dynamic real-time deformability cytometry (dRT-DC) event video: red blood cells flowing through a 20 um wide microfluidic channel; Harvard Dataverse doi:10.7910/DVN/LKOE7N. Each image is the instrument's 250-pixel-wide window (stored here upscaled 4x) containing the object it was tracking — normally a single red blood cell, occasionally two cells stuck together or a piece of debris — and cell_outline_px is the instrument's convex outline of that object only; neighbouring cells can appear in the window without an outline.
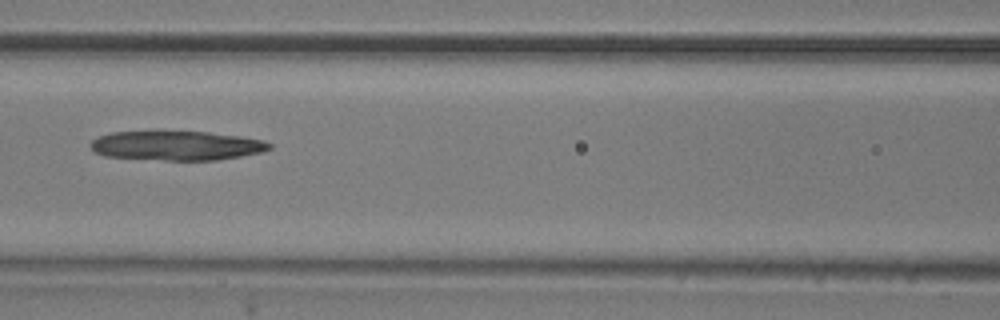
{"species": "common noctule bat (a hibernating species)", "species_latin": "Nyctalus noctula", "temperature_condition": "room temperature", "stored_images_in_passage": 8, "camera_frame_rate_fps": 3000, "um_per_image_px": 0.085, "animal": {"sex": "male", "body_mass_g": 20.5, "forearm_length_mm": 52.5}, "frame": {"image": 1, "passage_image": 5, "time_ms": 1.333, "image_size_px": [1000, 320], "cell_outline_px": [[272, 148], [260, 152], [240, 156], [216, 160], [164, 160], [104, 156], [96, 152], [92, 148], [92, 140], [100, 136], [112, 132], [156, 128], [160, 128], [208, 132], [240, 136], [264, 140], [272, 144]], "centroid_in_image_um": [14.98, 12.32], "position_along_channel_um": 151.6, "area_um2": 31.67}}
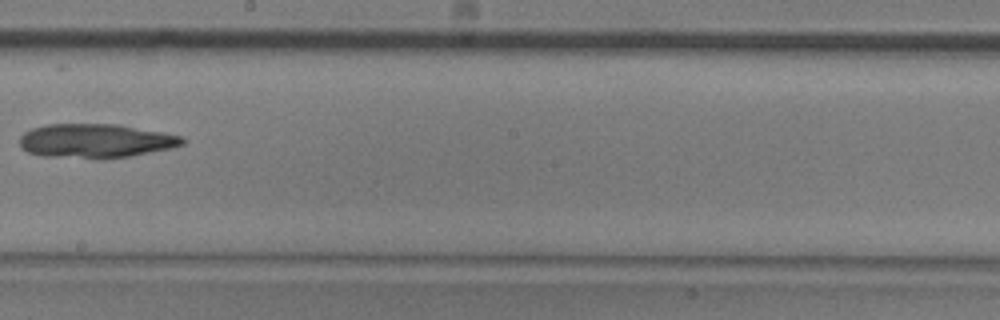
{"frame": {"image": 2, "passage_image": 7, "time_ms": 2.0, "image_size_px": [1000, 320], "cell_outline_px": [[188, 140], [184, 144], [172, 148], [132, 156], [100, 160], [40, 156], [28, 152], [20, 144], [20, 136], [24, 132], [32, 128], [48, 124], [120, 124], [164, 132], [184, 136]], "centroid_in_image_um": [8.18, 11.99], "position_along_channel_um": 240.0, "area_um2": 33.12}}
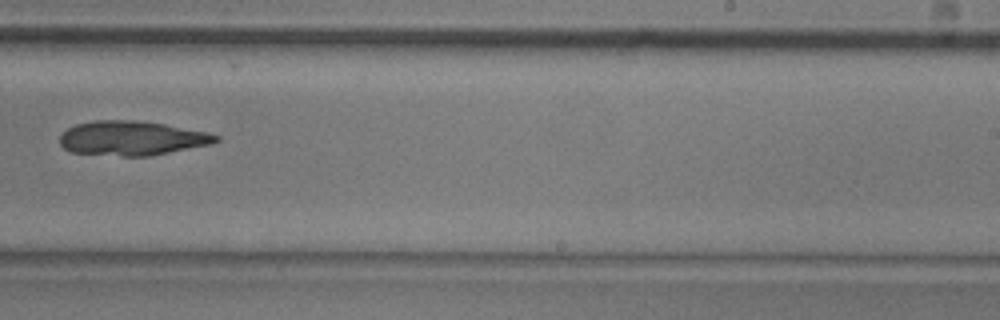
{"frame": {"image": 3, "passage_image": 8, "time_ms": 2.333, "image_size_px": [1000, 320], "cell_outline_px": [[220, 140], [212, 144], [148, 156], [124, 156], [72, 152], [64, 148], [60, 144], [60, 136], [68, 128], [76, 124], [96, 120], [136, 120], [164, 124], [208, 132], [220, 136]], "centroid_in_image_um": [11.23, 11.74], "position_along_channel_um": 277.8, "area_um2": 31.15}}